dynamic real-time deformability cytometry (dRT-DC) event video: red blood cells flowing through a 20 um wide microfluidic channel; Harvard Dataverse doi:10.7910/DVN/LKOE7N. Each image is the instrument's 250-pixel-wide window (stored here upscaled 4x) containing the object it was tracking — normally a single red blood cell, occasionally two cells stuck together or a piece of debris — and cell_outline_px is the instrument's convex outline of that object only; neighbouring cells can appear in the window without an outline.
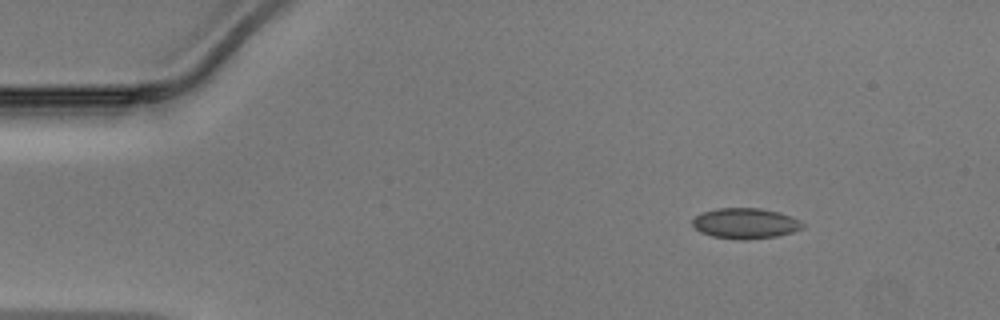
{"species": "Egyptian fruit bat (a non-hibernating species)", "species_latin": "Rousettus aegyptiacus", "temperature_condition": "warm", "stored_images_in_passage": 42, "camera_frame_rate_fps": 3000, "um_per_image_px": 0.085, "animal": {"sex": "male"}, "frame": {"image": 1, "passage_image": 1, "time_ms": 0.0, "image_size_px": [1000, 320], "cell_outline_px": [[804, 228], [792, 232], [776, 236], [748, 240], [736, 240], [712, 236], [700, 232], [692, 224], [692, 220], [696, 216], [704, 212], [716, 208], [760, 208], [780, 212], [800, 220], [804, 224]], "centroid_in_image_um": [63.37, 18.99], "position_along_channel_um": 21.6, "area_um2": 19.71}}
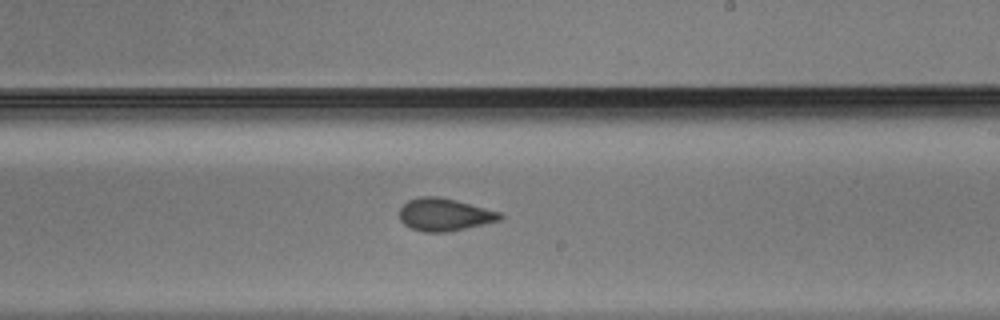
{"frame": {"image": 2, "passage_image": 23, "time_ms": 7.333, "image_size_px": [1000, 320], "cell_outline_px": [[504, 216], [500, 220], [448, 232], [424, 232], [412, 228], [404, 224], [400, 220], [400, 208], [408, 200], [420, 196], [440, 196], [456, 200], [500, 212]], "centroid_in_image_um": [37.77, 18.23], "position_along_channel_um": 251.2, "area_um2": 19.02}}
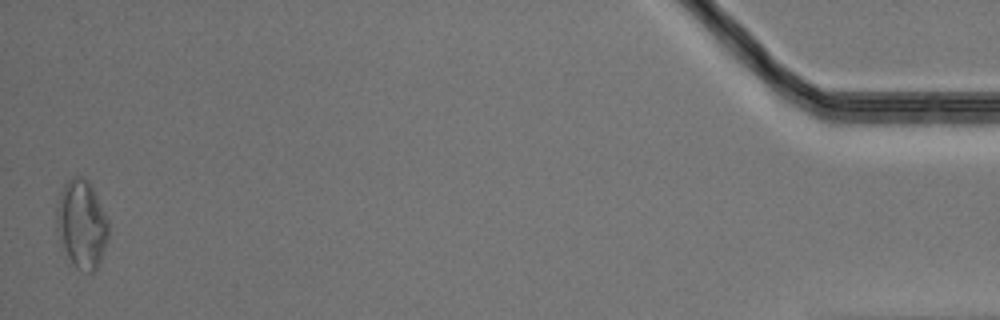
{"frame": {"image": 3, "passage_image": 42, "time_ms": 13.667, "image_size_px": [1000, 320], "cell_outline_px": [[108, 240], [100, 260], [96, 268], [92, 272], [84, 272], [68, 264], [60, 244], [56, 228], [56, 208], [60, 192], [64, 184], [72, 176], [84, 176], [88, 180], [108, 220]], "centroid_in_image_um": [6.9, 19.09], "position_along_channel_um": 428.3, "area_um2": 27.17}}